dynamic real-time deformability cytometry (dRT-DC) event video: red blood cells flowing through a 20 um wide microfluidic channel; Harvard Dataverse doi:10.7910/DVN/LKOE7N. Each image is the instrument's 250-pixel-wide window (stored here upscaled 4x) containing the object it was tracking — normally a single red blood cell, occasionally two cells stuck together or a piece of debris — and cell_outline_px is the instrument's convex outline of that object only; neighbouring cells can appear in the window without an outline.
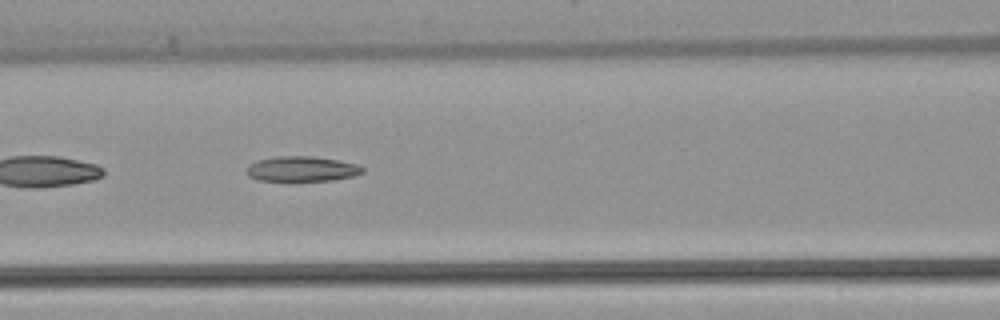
{"species": "common noctule bat (a hibernating species)", "species_latin": "Nyctalus noctula", "temperature_condition": "warm", "stored_images_in_passage": 53, "camera_frame_rate_fps": 3000, "um_per_image_px": 0.085, "animal": {"sex": "female", "body_mass_g": 22.7, "forearm_length_mm": 54.2}, "frame": {"image": 1, "passage_image": 23, "time_ms": 7.333, "image_size_px": [1000, 320], "cell_outline_px": [[364, 172], [352, 176], [332, 180], [256, 180], [248, 176], [244, 172], [248, 164], [256, 160], [276, 156], [312, 156], [340, 160], [356, 164], [364, 168]], "centroid_in_image_um": [25.6, 14.34], "position_along_channel_um": 141.0, "area_um2": 17.05}, "authors_computed_cell_mechanics": {"area_um2": 17.9758, "velocity_mm_per_s": 3.9284, "shape_relaxation_time_tau1_ms": null, "shape_relaxation_time_tau2_ms": 7.9859, "deformation_change_tau1": null, "deformation_change_tau2": 0.2073}}